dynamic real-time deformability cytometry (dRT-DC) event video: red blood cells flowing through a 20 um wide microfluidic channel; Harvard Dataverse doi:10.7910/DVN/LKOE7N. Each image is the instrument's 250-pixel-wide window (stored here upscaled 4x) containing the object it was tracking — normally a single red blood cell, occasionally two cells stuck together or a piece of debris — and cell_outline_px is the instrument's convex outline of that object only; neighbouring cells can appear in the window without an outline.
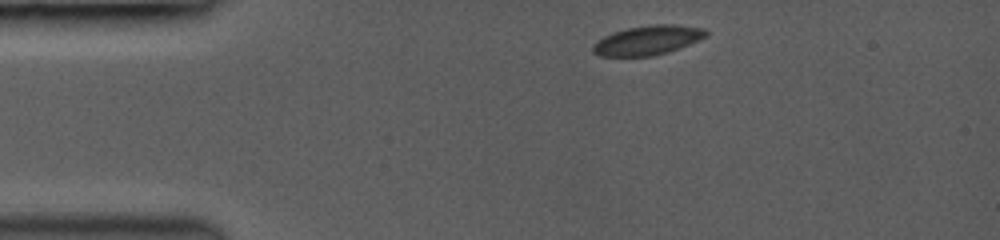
{"species": "common noctule bat (a hibernating species)", "species_latin": "Nyctalus noctula", "temperature_condition": "room temperature", "stored_images_in_passage": 3, "camera_frame_rate_fps": 3000, "um_per_image_px": 0.085, "animal": {"sex": "female", "body_mass_g": 19.0, "forearm_length_mm": 53.3}, "frame": {"image": 1, "passage_image": 1, "time_ms": 0.0, "image_size_px": [1000, 240], "cell_outline_px": [[708, 36], [700, 40], [680, 48], [668, 52], [652, 56], [600, 56], [592, 52], [592, 44], [596, 40], [612, 32], [628, 28], [652, 24], [672, 24], [704, 28], [708, 32]], "centroid_in_image_um": [55.05, 3.42], "position_along_channel_um": 30.0, "area_um2": 19.59}}